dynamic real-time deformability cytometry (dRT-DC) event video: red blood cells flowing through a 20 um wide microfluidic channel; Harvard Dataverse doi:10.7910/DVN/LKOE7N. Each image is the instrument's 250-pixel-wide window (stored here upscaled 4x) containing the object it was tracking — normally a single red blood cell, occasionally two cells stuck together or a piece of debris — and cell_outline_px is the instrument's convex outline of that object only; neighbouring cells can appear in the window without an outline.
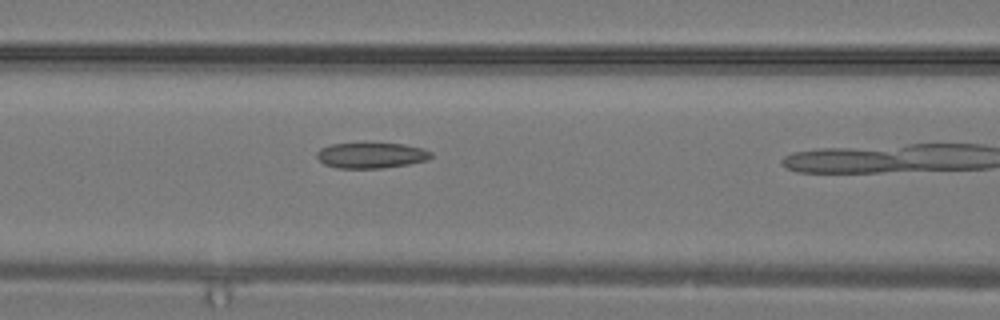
{"species": "common noctule bat (a hibernating species)", "species_latin": "Nyctalus noctula", "temperature_condition": "warm", "stored_images_in_passage": 10, "camera_frame_rate_fps": 3000, "um_per_image_px": 0.085, "animal": {"sex": "male", "body_mass_g": 19.2, "forearm_length_mm": 51.8}, "frame": {"image": 1, "passage_image": 9, "time_ms": 2.667, "image_size_px": [1000, 320], "cell_outline_px": [[432, 156], [428, 160], [408, 164], [384, 168], [336, 168], [324, 164], [316, 156], [316, 152], [320, 148], [332, 144], [404, 144], [424, 148], [432, 152]], "centroid_in_image_um": [31.57, 13.21], "position_along_channel_um": 135.0, "area_um2": 16.99}}